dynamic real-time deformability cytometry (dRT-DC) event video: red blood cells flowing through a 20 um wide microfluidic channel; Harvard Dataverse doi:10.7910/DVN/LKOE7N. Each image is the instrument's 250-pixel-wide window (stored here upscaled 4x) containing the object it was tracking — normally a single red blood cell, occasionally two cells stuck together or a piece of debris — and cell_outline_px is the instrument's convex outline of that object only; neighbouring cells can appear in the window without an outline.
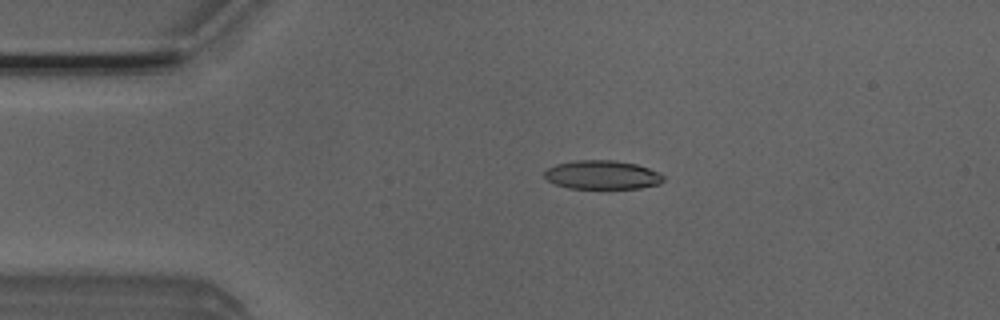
{"species": "Egyptian fruit bat (a non-hibernating species)", "species_latin": "Rousettus aegyptiacus", "temperature_condition": "room temperature", "stored_images_in_passage": 50, "camera_frame_rate_fps": 3000, "um_per_image_px": 0.085, "animal": {"sex": "male"}, "frame": {"image": 1, "passage_image": 10, "time_ms": 3.0, "image_size_px": [1000, 320], "cell_outline_px": [[664, 180], [660, 184], [640, 188], [568, 188], [556, 184], [548, 180], [544, 176], [544, 172], [548, 168], [556, 164], [576, 160], [612, 160], [636, 164], [660, 172], [664, 176]], "centroid_in_image_um": [51.21, 14.86], "position_along_channel_um": 33.8, "area_um2": 19.94}}
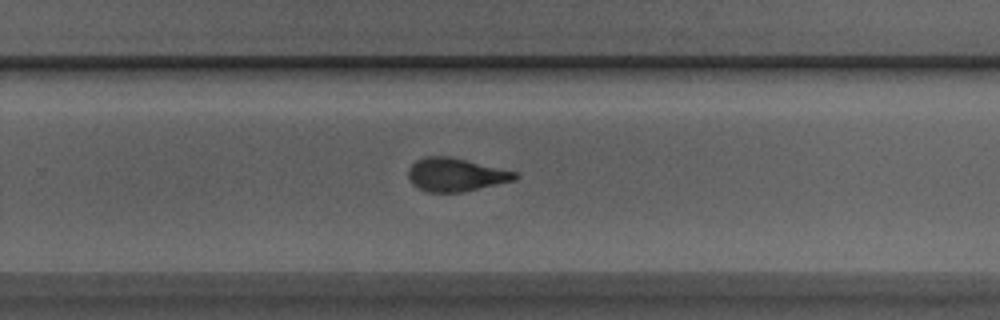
{"frame": {"image": 2, "passage_image": 32, "time_ms": 10.333, "image_size_px": [1000, 320], "cell_outline_px": [[520, 176], [516, 180], [460, 192], [428, 192], [412, 184], [408, 180], [408, 168], [416, 160], [424, 156], [448, 156], [516, 172]], "centroid_in_image_um": [38.7, 14.85], "position_along_channel_um": 291.1, "area_um2": 20.52}}
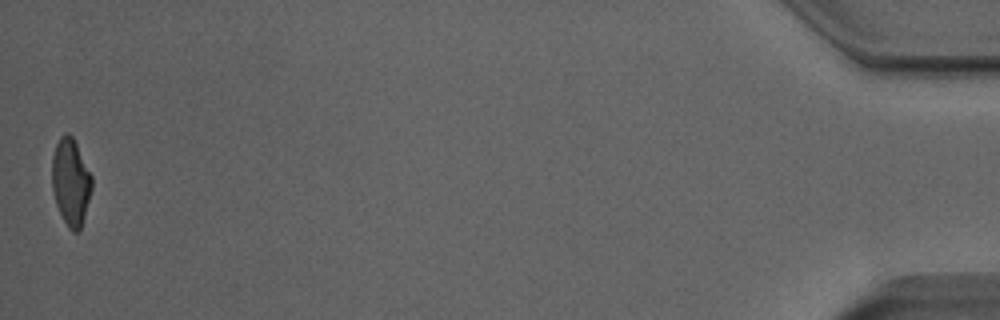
{"frame": {"image": 3, "passage_image": 50, "time_ms": 16.333, "image_size_px": [1000, 320], "cell_outline_px": [[92, 188], [84, 216], [80, 228], [76, 232], [72, 232], [68, 228], [56, 204], [52, 188], [52, 156], [56, 144], [60, 136], [64, 132], [68, 132], [72, 136], [92, 176]], "centroid_in_image_um": [6.0, 15.44], "position_along_channel_um": 429.2, "area_um2": 20.0}, "authors_computed_cell_mechanics": {"area_um2": 20.9236, "velocity_mm_per_s": 4.0181, "shape_relaxation_time_tau1_ms": 3.9369, "shape_relaxation_time_tau2_ms": 1.7712, "deformation_change_tau1": 0.2036, "deformation_change_tau2": 0.1024}}